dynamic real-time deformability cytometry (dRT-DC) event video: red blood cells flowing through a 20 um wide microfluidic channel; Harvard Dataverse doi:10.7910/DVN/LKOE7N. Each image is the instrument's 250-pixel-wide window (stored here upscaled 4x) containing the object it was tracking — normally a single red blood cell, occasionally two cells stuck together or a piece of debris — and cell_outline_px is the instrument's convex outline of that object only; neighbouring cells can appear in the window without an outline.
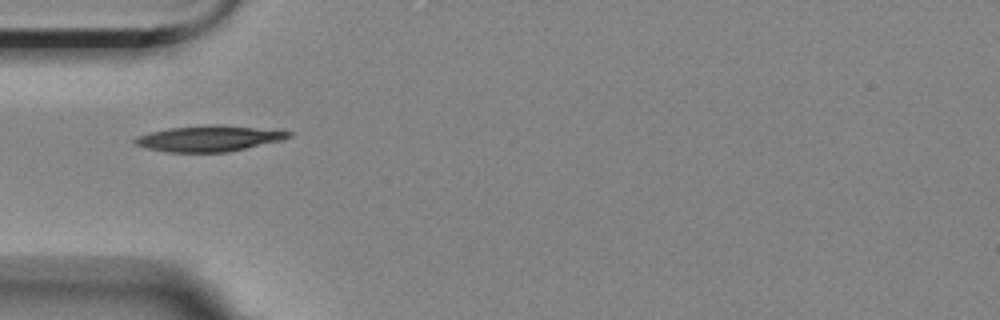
{"species": "Egyptian fruit bat (a non-hibernating species)", "species_latin": "Rousettus aegyptiacus", "temperature_condition": "room temperature", "stored_images_in_passage": 5, "camera_frame_rate_fps": 3000, "um_per_image_px": 0.085, "animal": {"sex": "female"}, "frame": {"image": 1, "passage_image": 1, "time_ms": 0.0, "image_size_px": [1000, 320], "cell_outline_px": [[292, 136], [284, 140], [228, 152], [168, 152], [148, 148], [136, 144], [132, 140], [136, 136], [148, 132], [168, 128], [204, 124], [220, 124], [280, 128], [292, 132]], "centroid_in_image_um": [17.88, 11.74], "position_along_channel_um": 67.1, "area_um2": 23.99}}
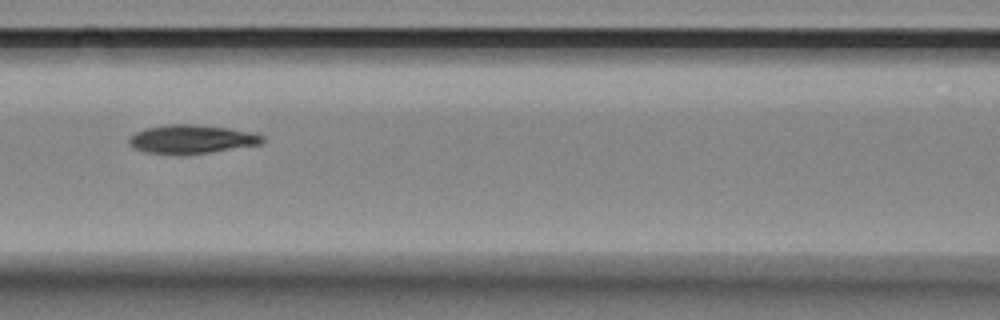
{"frame": {"image": 2, "passage_image": 3, "time_ms": 2.333, "image_size_px": [1000, 320], "cell_outline_px": [[264, 144], [184, 156], [176, 156], [144, 152], [128, 144], [128, 136], [144, 128], [168, 124], [192, 124], [228, 128], [252, 132], [264, 136]], "centroid_in_image_um": [16.26, 11.85], "position_along_channel_um": 150.3, "area_um2": 22.89}}
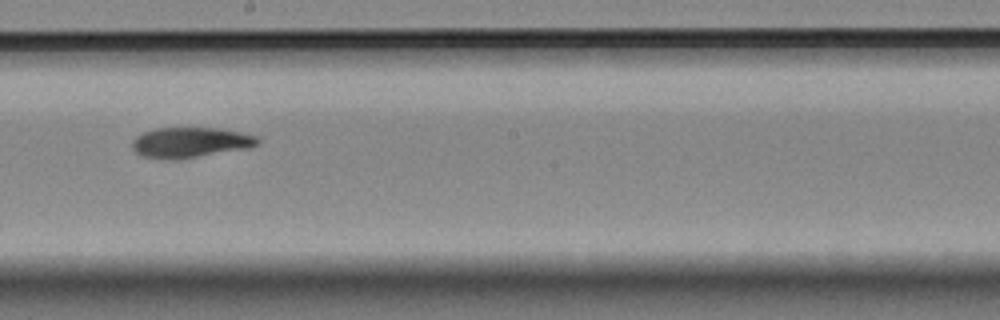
{"frame": {"image": 3, "passage_image": 5, "time_ms": 4.667, "image_size_px": [1000, 320], "cell_outline_px": [[260, 140], [256, 144], [248, 148], [176, 160], [172, 160], [140, 156], [132, 148], [132, 140], [136, 136], [144, 132], [156, 128], [220, 128], [240, 132], [256, 136]], "centroid_in_image_um": [16.14, 12.11], "position_along_channel_um": 232.1, "area_um2": 22.14}}